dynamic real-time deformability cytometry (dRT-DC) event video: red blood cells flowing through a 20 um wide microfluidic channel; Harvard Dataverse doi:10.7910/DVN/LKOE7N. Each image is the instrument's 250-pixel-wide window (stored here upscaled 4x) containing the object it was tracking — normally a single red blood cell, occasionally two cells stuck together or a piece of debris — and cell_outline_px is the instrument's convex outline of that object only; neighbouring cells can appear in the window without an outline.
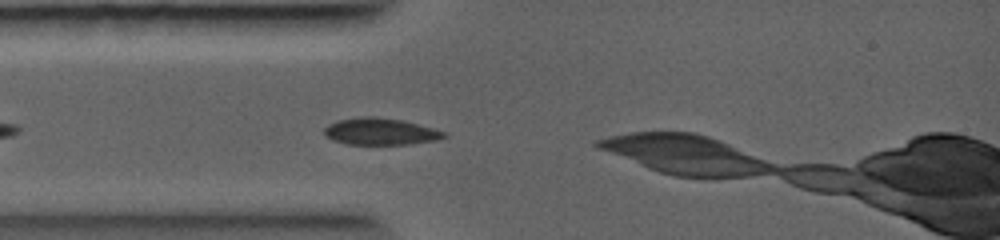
{"species": "common noctule bat (a hibernating species)", "species_latin": "Nyctalus noctula", "temperature_condition": "warm", "stored_images_in_passage": 10, "camera_frame_rate_fps": 5000, "um_per_image_px": 0.085, "animal": {"sex": "female", "body_mass_g": 19.0, "forearm_length_mm": 56.7}, "frame": {"image": 1, "passage_image": 2, "time_ms": 0.2, "image_size_px": [1000, 240], "cell_outline_px": [[448, 136], [436, 140], [408, 144], [348, 144], [332, 140], [324, 136], [324, 128], [328, 124], [336, 120], [360, 116], [376, 116], [400, 120], [448, 132]], "centroid_in_image_um": [32.29, 11.17], "position_along_channel_um": 52.7, "area_um2": 18.79}}